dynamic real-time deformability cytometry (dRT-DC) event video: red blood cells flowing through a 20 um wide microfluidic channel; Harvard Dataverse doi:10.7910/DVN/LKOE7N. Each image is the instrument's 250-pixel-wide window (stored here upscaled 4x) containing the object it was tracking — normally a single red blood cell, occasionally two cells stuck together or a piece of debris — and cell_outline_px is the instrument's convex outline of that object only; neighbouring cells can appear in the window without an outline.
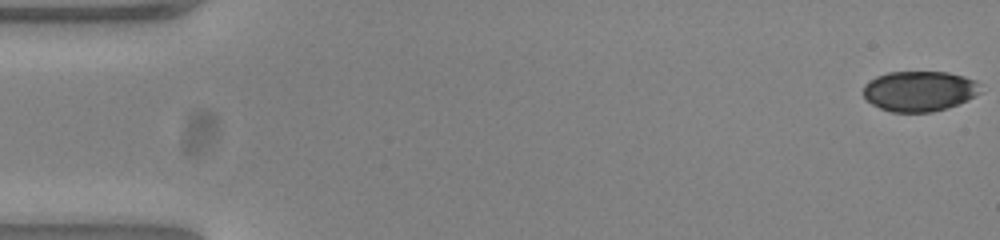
{"species": "common noctule bat (a hibernating species)", "species_latin": "Nyctalus noctula", "temperature_condition": "warm", "stored_images_in_passage": 53, "camera_frame_rate_fps": 3000, "um_per_image_px": 0.085, "animal": {"sex": "female", "body_mass_g": 23.0, "forearm_length_mm": 53.4}, "frame": {"image": 1, "passage_image": 1, "time_ms": 0.0, "image_size_px": [1000, 240], "cell_outline_px": [[980, 92], [968, 100], [948, 108], [932, 112], [892, 112], [880, 108], [872, 104], [864, 96], [864, 84], [876, 76], [888, 72], [948, 72], [964, 76], [976, 80]], "centroid_in_image_um": [78.14, 7.74], "position_along_channel_um": 6.9, "area_um2": 27.51}}
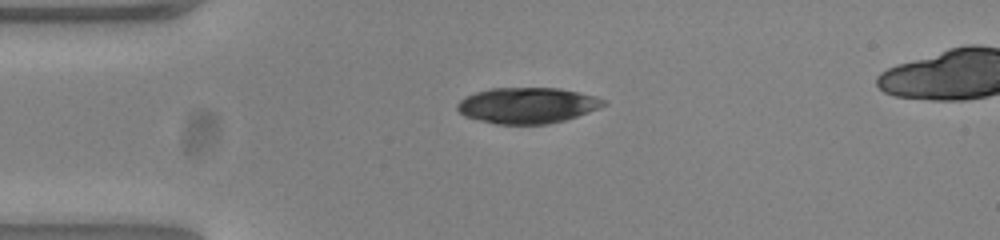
{"frame": {"image": 2, "passage_image": 13, "time_ms": 4.0, "image_size_px": [1000, 240], "cell_outline_px": [[608, 104], [600, 108], [564, 120], [548, 124], [496, 124], [464, 116], [456, 108], [456, 104], [460, 100], [476, 92], [492, 88], [560, 88], [580, 92], [596, 96], [608, 100]], "centroid_in_image_um": [44.87, 8.95], "position_along_channel_um": 40.1, "area_um2": 30.63}}